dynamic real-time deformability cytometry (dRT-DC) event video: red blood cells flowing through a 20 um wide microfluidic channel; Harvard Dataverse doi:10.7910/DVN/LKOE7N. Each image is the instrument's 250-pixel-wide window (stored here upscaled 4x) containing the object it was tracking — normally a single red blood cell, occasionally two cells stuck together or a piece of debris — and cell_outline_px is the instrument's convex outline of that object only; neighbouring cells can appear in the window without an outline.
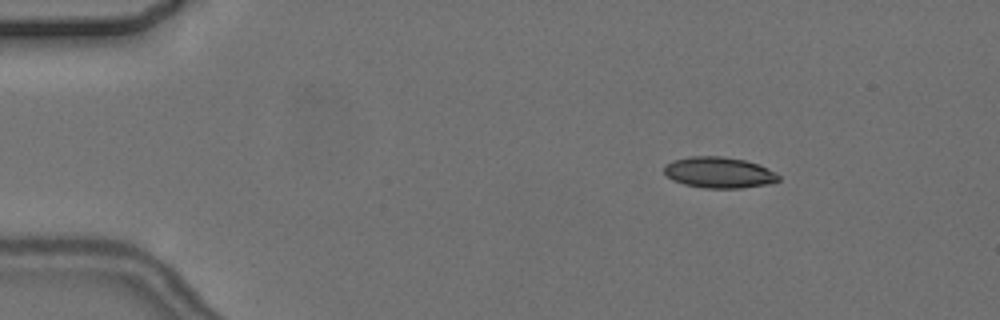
{"species": "common noctule bat (a hibernating species)", "species_latin": "Nyctalus noctula", "temperature_condition": "cold", "stored_images_in_passage": 6, "camera_frame_rate_fps": 3000, "um_per_image_px": 0.085, "animal": {"sex": "female", "body_mass_g": 24.6, "forearm_length_mm": 56.2}, "frame": {"image": 1, "passage_image": 3, "time_ms": 2.667, "image_size_px": [1000, 320], "cell_outline_px": [[780, 180], [768, 184], [740, 188], [704, 188], [684, 184], [672, 180], [664, 172], [664, 164], [672, 160], [692, 156], [720, 156], [744, 160], [756, 164], [776, 172], [780, 176]], "centroid_in_image_um": [61.09, 14.66], "position_along_channel_um": 23.9, "area_um2": 20.63}}